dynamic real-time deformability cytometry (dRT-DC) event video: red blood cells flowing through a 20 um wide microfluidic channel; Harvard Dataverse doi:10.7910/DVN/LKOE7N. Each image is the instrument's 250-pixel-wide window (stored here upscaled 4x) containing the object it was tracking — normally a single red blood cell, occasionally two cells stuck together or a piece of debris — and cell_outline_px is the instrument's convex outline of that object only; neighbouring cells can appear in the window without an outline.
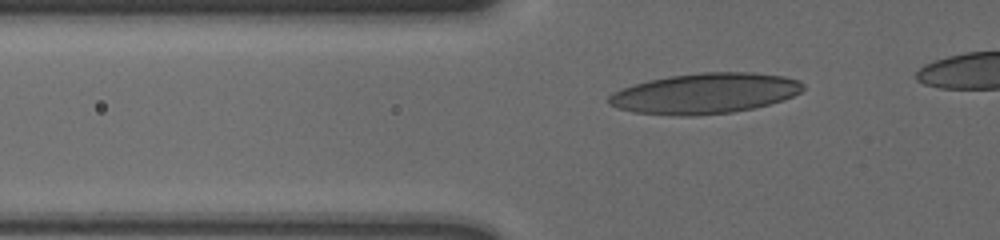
{"species": "human", "species_latin": "Homo sapiens", "temperature_condition": "cold", "stored_images_in_passage": 38, "camera_frame_rate_fps": 3000, "um_per_image_px": 0.085, "donor": {"sex": "male"}, "frame": {"image": 1, "passage_image": 6, "time_ms": 1.667, "image_size_px": [1000, 240], "cell_outline_px": [[804, 88], [800, 92], [784, 100], [752, 108], [732, 112], [692, 116], [680, 116], [632, 112], [616, 108], [608, 104], [608, 96], [612, 92], [632, 84], [648, 80], [672, 76], [700, 72], [752, 72], [784, 76], [800, 80], [804, 84]], "centroid_in_image_um": [59.9, 7.94], "position_along_channel_um": 65.9, "area_um2": 46.07}}
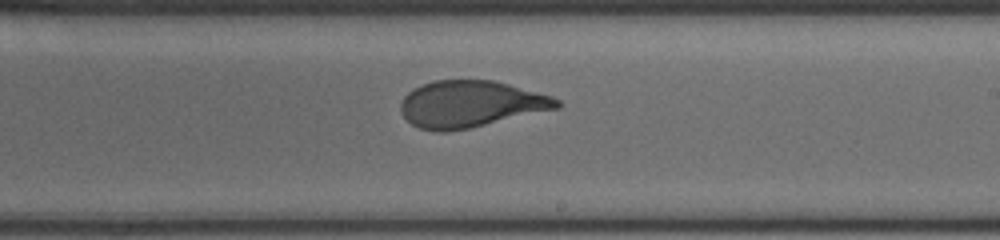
{"frame": {"image": 2, "passage_image": 22, "time_ms": 7.0, "image_size_px": [1000, 240], "cell_outline_px": [[560, 108], [468, 128], [448, 132], [436, 132], [420, 128], [412, 124], [400, 112], [400, 104], [404, 96], [408, 92], [432, 80], [492, 80], [508, 84], [552, 96], [560, 100]], "centroid_in_image_um": [39.99, 8.85], "position_along_channel_um": 249.0, "area_um2": 42.25}}
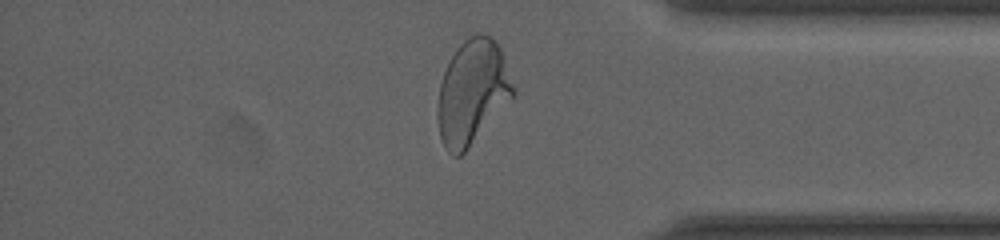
{"frame": {"image": 3, "passage_image": 35, "time_ms": 11.333, "image_size_px": [1000, 240], "cell_outline_px": [[516, 92], [468, 148], [460, 156], [452, 156], [444, 148], [440, 140], [436, 116], [436, 112], [440, 84], [444, 72], [456, 48], [468, 36], [476, 32], [480, 32], [492, 36], [496, 40], [504, 56], [516, 88]], "centroid_in_image_um": [40.13, 7.8], "position_along_channel_um": 395.1, "area_um2": 46.18}}